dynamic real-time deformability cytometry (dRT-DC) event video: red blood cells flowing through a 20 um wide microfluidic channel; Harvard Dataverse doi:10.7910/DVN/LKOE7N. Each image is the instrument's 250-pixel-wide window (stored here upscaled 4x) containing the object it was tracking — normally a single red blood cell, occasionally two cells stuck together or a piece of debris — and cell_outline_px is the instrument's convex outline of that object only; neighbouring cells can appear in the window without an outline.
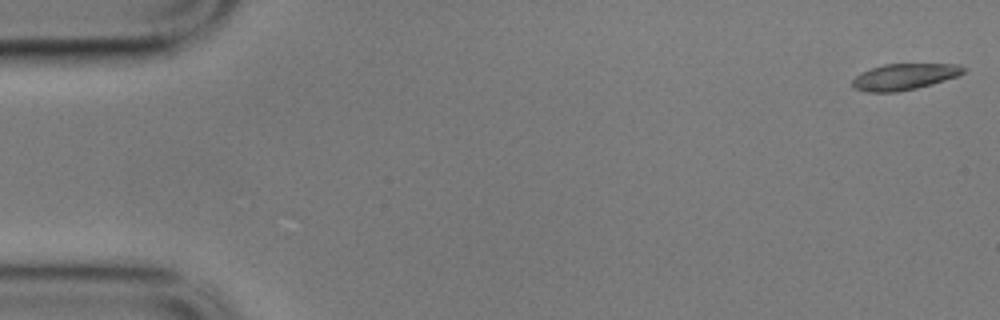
{"species": "common noctule bat (a hibernating species)", "species_latin": "Nyctalus noctula", "temperature_condition": "cold", "stored_images_in_passage": 57, "camera_frame_rate_fps": 3000, "um_per_image_px": 0.085, "animal": {"sex": "male", "body_mass_g": 17.9}, "frame": {"image": 1, "passage_image": 1, "time_ms": 0.0, "image_size_px": [1000, 320], "cell_outline_px": [[968, 68], [960, 76], [932, 84], [916, 88], [896, 92], [868, 92], [856, 88], [852, 84], [852, 80], [860, 72], [884, 64], [960, 64]], "centroid_in_image_um": [76.93, 6.51], "position_along_channel_um": 8.1, "area_um2": 17.05}}
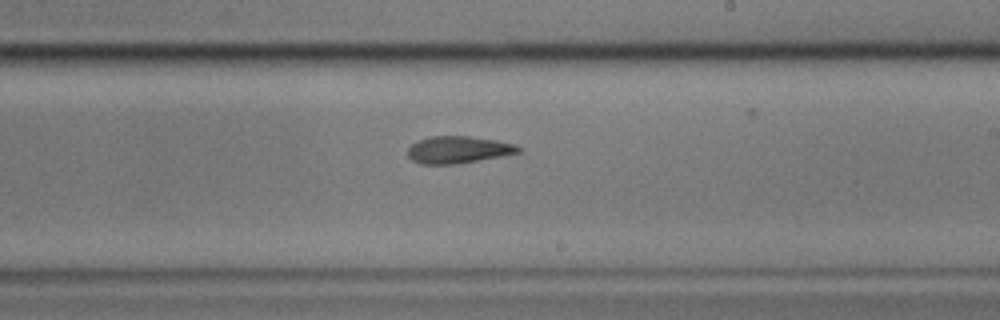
{"frame": {"image": 2, "passage_image": 33, "time_ms": 10.667, "image_size_px": [1000, 320], "cell_outline_px": [[520, 152], [500, 156], [452, 164], [420, 164], [412, 160], [408, 156], [408, 148], [412, 144], [420, 140], [432, 136], [468, 136], [496, 140], [512, 144], [520, 148]], "centroid_in_image_um": [38.9, 12.72], "position_along_channel_um": 250.1, "area_um2": 17.05}}
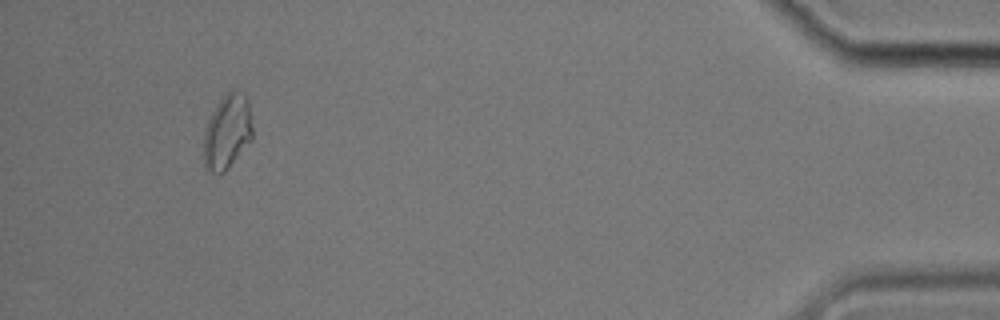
{"frame": {"image": 3, "passage_image": 53, "time_ms": 17.333, "image_size_px": [1000, 320], "cell_outline_px": [[252, 140], [228, 168], [224, 172], [212, 172], [204, 164], [204, 132], [208, 120], [212, 112], [224, 92], [232, 88], [236, 88], [244, 92], [248, 100], [252, 128]], "centroid_in_image_um": [19.33, 11.13], "position_along_channel_um": 415.9, "area_um2": 21.39}, "authors_computed_cell_mechanics": {"area_um2": 17.918, "velocity_mm_per_s": 3.5068, "shape_relaxation_time_tau1_ms": 7.5432, "shape_relaxation_time_tau2_ms": 5.086, "deformation_change_tau1": 0.1985, "deformation_change_tau2": 0.129}}